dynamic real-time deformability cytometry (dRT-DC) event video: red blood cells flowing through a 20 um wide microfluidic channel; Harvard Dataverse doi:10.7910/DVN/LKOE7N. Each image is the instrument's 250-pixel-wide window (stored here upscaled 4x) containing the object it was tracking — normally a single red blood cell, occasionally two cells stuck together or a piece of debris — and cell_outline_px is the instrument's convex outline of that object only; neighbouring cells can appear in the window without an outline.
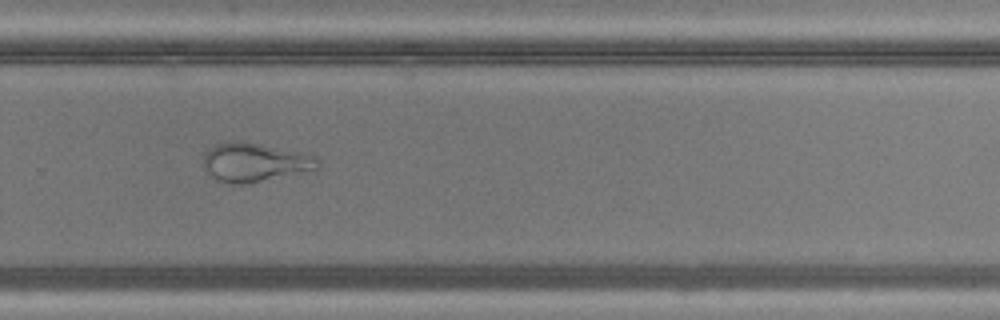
{"species": "common noctule bat (a hibernating species)", "species_latin": "Nyctalus noctula", "temperature_condition": "warm", "stored_images_in_passage": 39, "camera_frame_rate_fps": 3000, "um_per_image_px": 0.085, "animal": {"sex": "male", "body_mass_g": 20.5, "forearm_length_mm": 52.5}, "frame": {"image": 1, "passage_image": 24, "time_ms": 7.667, "image_size_px": [1000, 320], "cell_outline_px": [[320, 164], [316, 168], [244, 184], [228, 184], [216, 180], [204, 168], [204, 152], [208, 148], [216, 144], [232, 140], [244, 140], [308, 152], [320, 156]], "centroid_in_image_um": [21.66, 13.74], "position_along_channel_um": 308.1, "area_um2": 26.3}}
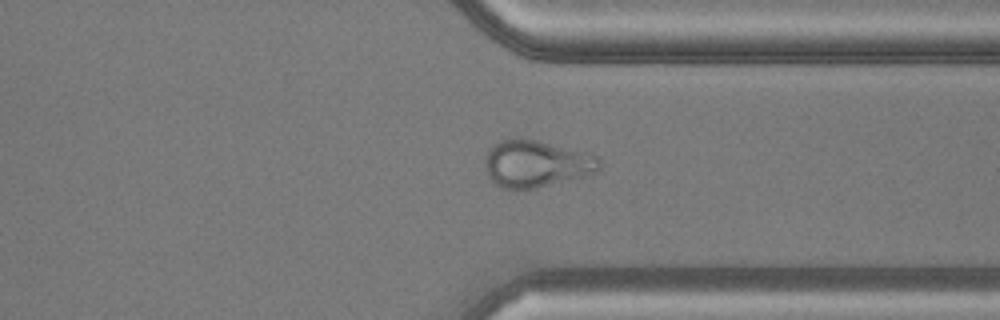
{"frame": {"image": 2, "passage_image": 28, "time_ms": 9.0, "image_size_px": [1000, 320], "cell_outline_px": [[600, 168], [596, 172], [584, 176], [536, 188], [500, 188], [488, 176], [488, 148], [500, 140], [508, 136], [536, 140], [600, 156]], "centroid_in_image_um": [45.6, 13.89], "position_along_channel_um": 365.8, "area_um2": 30.98}}
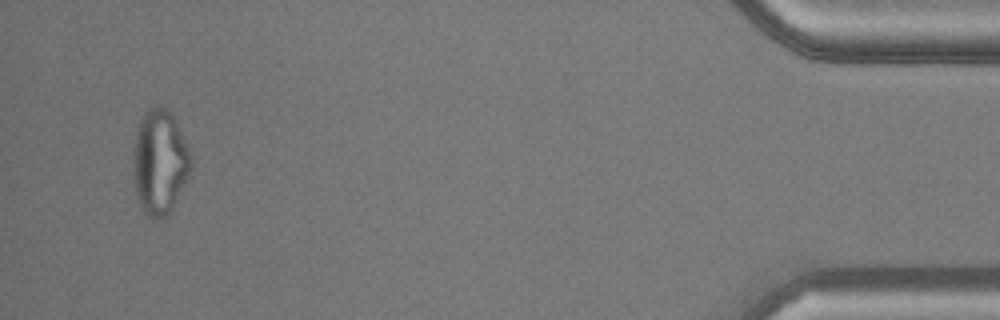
{"frame": {"image": 3, "passage_image": 37, "time_ms": 12.0, "image_size_px": [1000, 320], "cell_outline_px": [[192, 164], [188, 180], [168, 216], [152, 220], [144, 212], [140, 204], [136, 192], [132, 172], [132, 152], [136, 132], [140, 120], [152, 108], [160, 104], [172, 116], [188, 148]], "centroid_in_image_um": [13.56, 13.85], "position_along_channel_um": 421.6, "area_um2": 35.2}}